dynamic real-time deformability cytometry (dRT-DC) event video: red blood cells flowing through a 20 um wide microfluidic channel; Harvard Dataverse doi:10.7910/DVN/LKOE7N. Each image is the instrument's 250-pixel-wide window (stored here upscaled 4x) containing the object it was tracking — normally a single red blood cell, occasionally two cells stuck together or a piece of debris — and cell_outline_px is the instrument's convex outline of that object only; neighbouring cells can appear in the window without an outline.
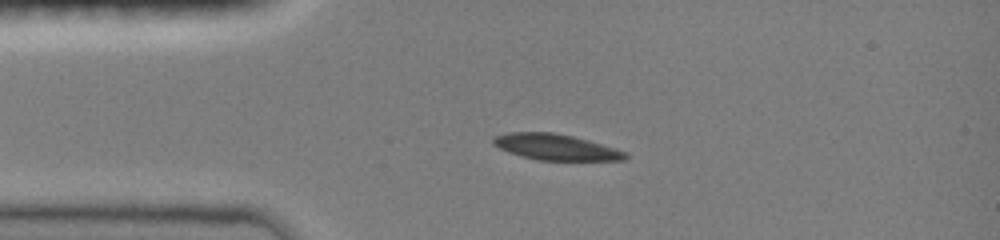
{"species": "common noctule bat (a hibernating species)", "species_latin": "Nyctalus noctula", "temperature_condition": "room temperature", "stored_images_in_passage": 16, "camera_frame_rate_fps": 3000, "um_per_image_px": 0.085, "animal": {"sex": "female", "body_mass_g": 19.0, "forearm_length_mm": 51.5}, "frame": {"image": 1, "passage_image": 1, "time_ms": 0.0, "image_size_px": [1000, 240], "cell_outline_px": [[628, 156], [624, 160], [536, 160], [520, 156], [508, 152], [492, 144], [492, 140], [496, 136], [508, 132], [552, 132], [572, 136], [588, 140], [616, 148], [628, 152]], "centroid_in_image_um": [47.24, 12.5], "position_along_channel_um": 37.8, "area_um2": 20.0}}
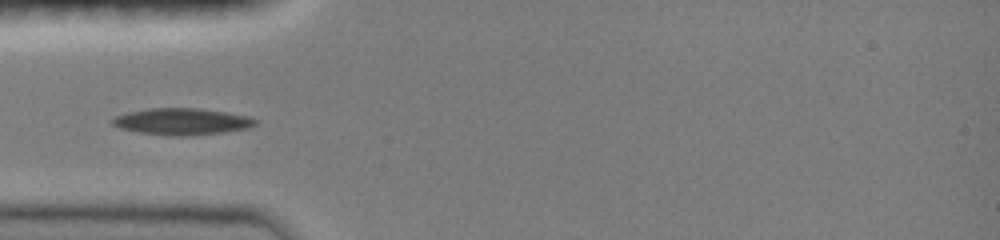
{"frame": {"image": 2, "passage_image": 9, "time_ms": 1.333, "image_size_px": [1000, 240], "cell_outline_px": [[256, 124], [248, 128], [224, 132], [184, 136], [168, 136], [140, 132], [120, 128], [112, 124], [112, 116], [128, 112], [148, 108], [200, 108], [248, 116], [256, 120]], "centroid_in_image_um": [15.43, 10.33], "position_along_channel_um": 69.6, "area_um2": 22.14}}
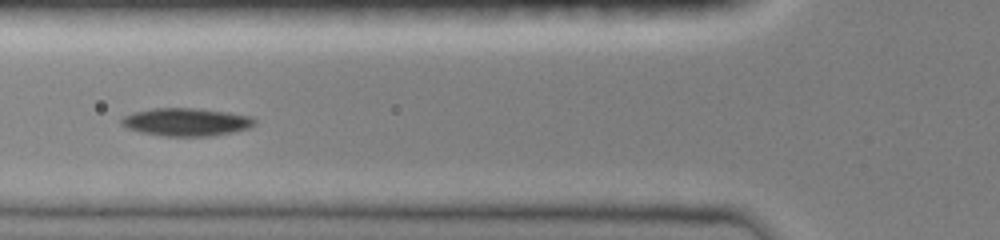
{"frame": {"image": 3, "passage_image": 15, "time_ms": 2.333, "image_size_px": [1000, 240], "cell_outline_px": [[256, 124], [248, 128], [232, 132], [212, 136], [164, 136], [140, 132], [128, 128], [120, 124], [120, 120], [124, 116], [132, 112], [152, 108], [192, 108], [228, 112], [252, 116], [256, 120]], "centroid_in_image_um": [15.82, 10.37], "position_along_channel_um": 110.0, "area_um2": 21.73}}